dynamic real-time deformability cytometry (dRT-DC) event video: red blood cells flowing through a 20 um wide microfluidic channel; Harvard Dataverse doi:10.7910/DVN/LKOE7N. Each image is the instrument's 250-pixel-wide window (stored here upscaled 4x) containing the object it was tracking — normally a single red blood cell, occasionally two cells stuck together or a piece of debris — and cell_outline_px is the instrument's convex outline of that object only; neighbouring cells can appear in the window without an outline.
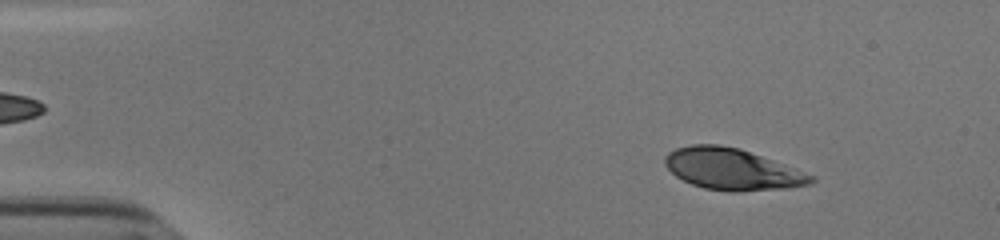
{"species": "human", "species_latin": "Homo sapiens", "temperature_condition": "cold", "stored_images_in_passage": 53, "camera_frame_rate_fps": 3000, "um_per_image_px": 0.085, "donor": {"sex": "male"}, "frame": {"image": 1, "passage_image": 6, "time_ms": 1.667, "image_size_px": [1000, 240], "cell_outline_px": [[816, 180], [812, 184], [784, 188], [736, 192], [728, 192], [704, 188], [692, 184], [676, 176], [664, 164], [664, 156], [668, 152], [676, 148], [692, 144], [720, 144], [740, 148], [784, 164], [816, 176]], "centroid_in_image_um": [62.23, 14.38], "position_along_channel_um": 22.8, "area_um2": 35.37}}
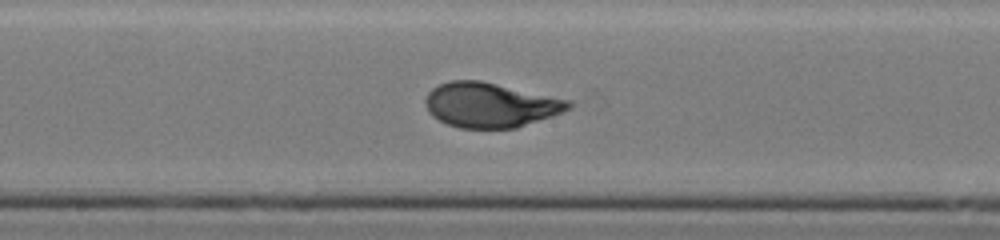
{"frame": {"image": 2, "passage_image": 28, "time_ms": 9.0, "image_size_px": [1000, 240], "cell_outline_px": [[576, 104], [572, 108], [552, 116], [516, 128], [460, 128], [448, 124], [432, 116], [428, 112], [424, 100], [428, 92], [432, 88], [448, 80], [480, 80], [572, 100]], "centroid_in_image_um": [41.7, 8.91], "position_along_channel_um": 206.5, "area_um2": 37.57}}
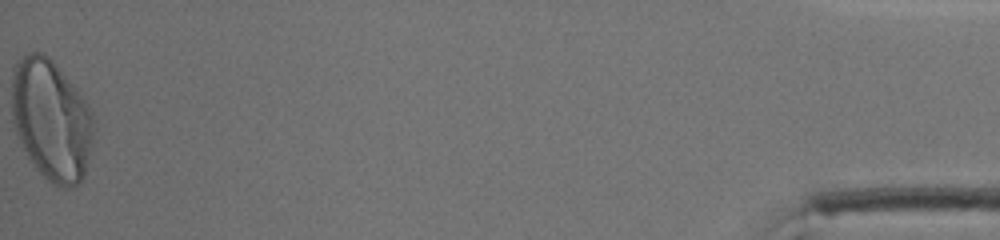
{"frame": {"image": 3, "passage_image": 53, "time_ms": 17.333, "image_size_px": [1000, 240], "cell_outline_px": [[96, 128], [84, 176], [72, 188], [60, 188], [48, 180], [36, 168], [28, 156], [16, 132], [12, 120], [12, 72], [16, 64], [28, 52], [44, 52], [56, 64], [88, 104], [92, 112]], "centroid_in_image_um": [4.38, 10.19], "position_along_channel_um": 430.8, "area_um2": 57.74}, "authors_computed_cell_mechanics": {"area_um2": 36.703, "velocity_mm_per_s": 3.8041, "shape_relaxation_time_tau1_ms": 4.0449, "shape_relaxation_time_tau2_ms": null, "deformation_change_tau1": 0.2032, "deformation_change_tau2": null}}